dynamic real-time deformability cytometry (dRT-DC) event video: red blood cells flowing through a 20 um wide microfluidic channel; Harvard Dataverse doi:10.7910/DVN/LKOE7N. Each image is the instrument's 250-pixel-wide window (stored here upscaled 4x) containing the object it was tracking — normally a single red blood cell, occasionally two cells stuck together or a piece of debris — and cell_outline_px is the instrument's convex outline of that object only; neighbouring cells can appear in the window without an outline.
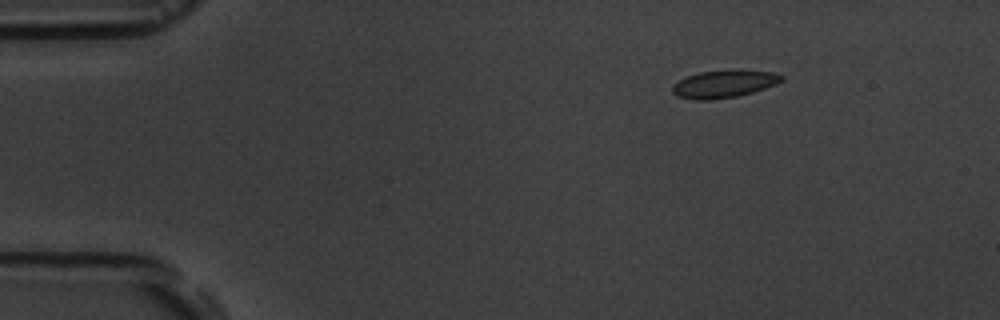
{"species": "common noctule bat (a hibernating species)", "species_latin": "Nyctalus noctula", "temperature_condition": "room temperature", "stored_images_in_passage": 9, "camera_frame_rate_fps": 3000, "um_per_image_px": 0.085, "animal": {"sex": "male", "body_mass_g": 19.5, "forearm_length_mm": 54.6}, "frame": {"image": 1, "passage_image": 2, "time_ms": 2.0, "image_size_px": [1000, 320], "cell_outline_px": [[784, 80], [776, 84], [752, 92], [736, 96], [708, 100], [692, 100], [676, 96], [672, 92], [672, 84], [688, 76], [700, 72], [772, 72], [784, 76]], "centroid_in_image_um": [61.47, 7.18], "position_along_channel_um": 23.5, "area_um2": 16.76}}
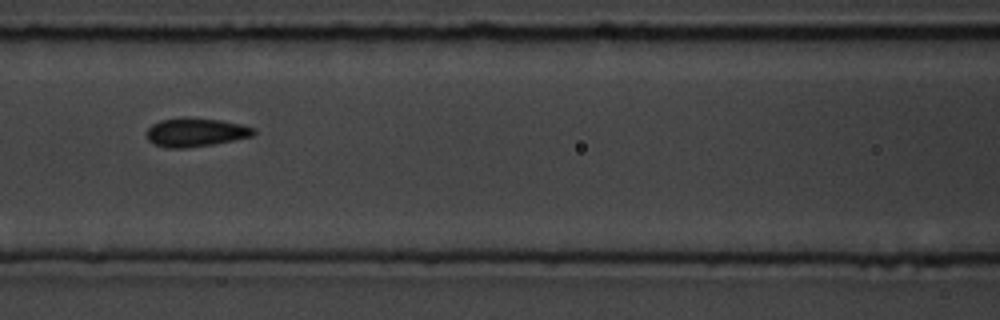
{"frame": {"image": 2, "passage_image": 7, "time_ms": 7.667, "image_size_px": [1000, 320], "cell_outline_px": [[256, 132], [252, 136], [212, 144], [184, 148], [168, 148], [156, 144], [148, 140], [148, 128], [152, 124], [160, 120], [184, 116], [220, 120], [244, 124], [256, 128]], "centroid_in_image_um": [16.66, 11.22], "position_along_channel_um": 149.9, "area_um2": 17.92}}
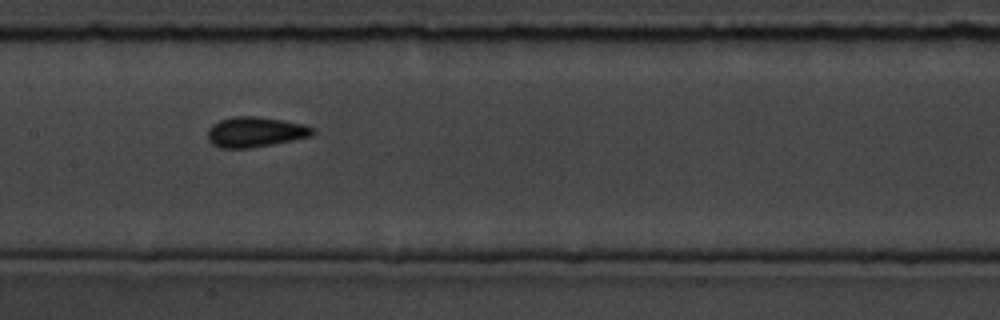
{"frame": {"image": 3, "passage_image": 8, "time_ms": 8.667, "image_size_px": [1000, 320], "cell_outline_px": [[316, 132], [312, 136], [272, 144], [248, 148], [220, 148], [212, 144], [208, 140], [208, 128], [212, 124], [220, 120], [232, 116], [256, 116], [284, 120], [304, 124], [312, 128]], "centroid_in_image_um": [21.68, 11.21], "position_along_channel_um": 185.7, "area_um2": 18.55}}